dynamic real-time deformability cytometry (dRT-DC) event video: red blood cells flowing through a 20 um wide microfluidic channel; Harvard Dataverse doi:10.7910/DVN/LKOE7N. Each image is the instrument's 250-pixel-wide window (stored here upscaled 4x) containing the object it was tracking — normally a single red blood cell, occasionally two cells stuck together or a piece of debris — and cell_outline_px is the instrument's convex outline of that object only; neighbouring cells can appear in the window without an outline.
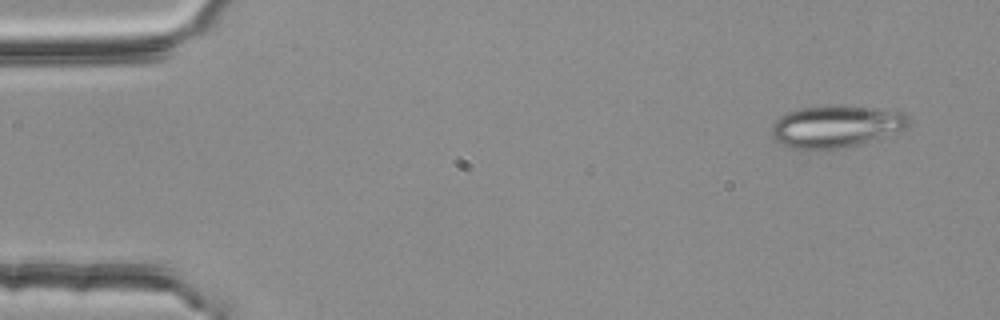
{"species": "common noctule bat (a hibernating species)", "species_latin": "Nyctalus noctula", "temperature_condition": "room temperature", "stored_images_in_passage": 3, "camera_frame_rate_fps": 3000, "um_per_image_px": 0.085, "animal": {"sex": "female", "body_mass_g": 25.1}, "frame": {"image": 1, "passage_image": 1, "time_ms": 0.0, "image_size_px": [1000, 320], "cell_outline_px": [[912, 120], [904, 128], [856, 144], [840, 148], [792, 148], [776, 140], [772, 136], [772, 124], [780, 116], [788, 112], [800, 108], [832, 104], [840, 104], [904, 112]], "centroid_in_image_um": [71.02, 10.69], "position_along_channel_um": 14.0, "area_um2": 32.95}}